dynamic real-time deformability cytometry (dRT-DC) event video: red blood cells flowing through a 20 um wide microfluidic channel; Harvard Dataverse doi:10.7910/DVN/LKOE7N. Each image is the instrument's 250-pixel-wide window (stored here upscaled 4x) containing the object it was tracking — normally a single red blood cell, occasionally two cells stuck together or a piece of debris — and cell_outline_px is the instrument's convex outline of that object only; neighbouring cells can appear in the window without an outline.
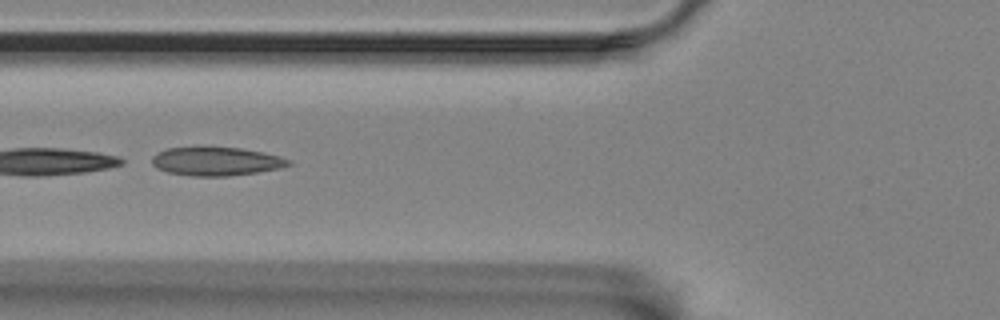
{"species": "Egyptian fruit bat (a non-hibernating species)", "species_latin": "Rousettus aegyptiacus", "temperature_condition": "room temperature", "stored_images_in_passage": 25, "camera_frame_rate_fps": 3000, "um_per_image_px": 0.085, "animal": {"sex": "female"}, "frame": {"image": 1, "passage_image": 4, "time_ms": 1.0, "image_size_px": [1000, 320], "cell_outline_px": [[292, 164], [280, 168], [256, 172], [228, 176], [192, 176], [168, 172], [156, 168], [152, 164], [152, 156], [156, 152], [164, 148], [200, 144], [204, 144], [240, 148], [280, 156], [288, 160]], "centroid_in_image_um": [18.27, 13.66], "position_along_channel_um": 107.5, "area_um2": 23.58}}